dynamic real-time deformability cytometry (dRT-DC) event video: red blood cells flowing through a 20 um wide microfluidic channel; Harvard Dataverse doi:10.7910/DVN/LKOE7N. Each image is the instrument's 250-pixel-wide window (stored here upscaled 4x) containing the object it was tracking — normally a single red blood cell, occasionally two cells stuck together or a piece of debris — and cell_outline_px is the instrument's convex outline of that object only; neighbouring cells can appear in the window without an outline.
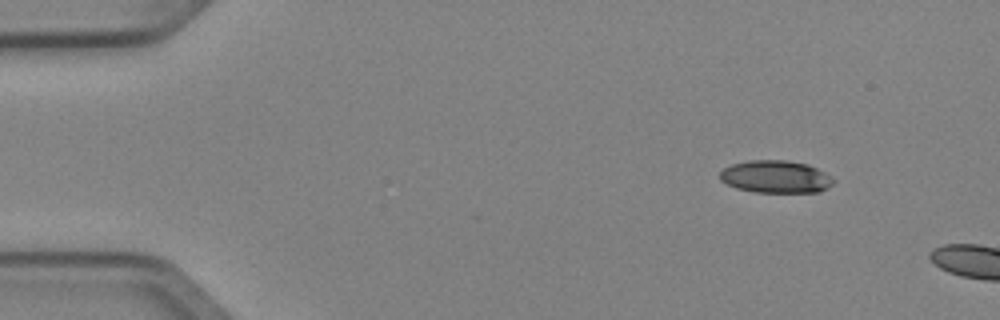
{"species": "Egyptian fruit bat (a non-hibernating species)", "species_latin": "Rousettus aegyptiacus", "temperature_condition": "cold", "stored_images_in_passage": 5, "segment_of_instrument_passage": [2, 2], "camera_frame_rate_fps": 3000, "um_per_image_px": 0.085, "animal": {"sex": "female"}, "frame": {"image": 1, "passage_image": 5, "time_ms": 1.333, "image_size_px": [1000, 320], "cell_outline_px": [[832, 184], [828, 188], [820, 192], [756, 192], [736, 188], [720, 180], [720, 172], [724, 168], [732, 164], [748, 160], [784, 160], [808, 164], [832, 176]], "centroid_in_image_um": [65.93, 15.02], "position_along_channel_um": 19.1, "area_um2": 21.44}}